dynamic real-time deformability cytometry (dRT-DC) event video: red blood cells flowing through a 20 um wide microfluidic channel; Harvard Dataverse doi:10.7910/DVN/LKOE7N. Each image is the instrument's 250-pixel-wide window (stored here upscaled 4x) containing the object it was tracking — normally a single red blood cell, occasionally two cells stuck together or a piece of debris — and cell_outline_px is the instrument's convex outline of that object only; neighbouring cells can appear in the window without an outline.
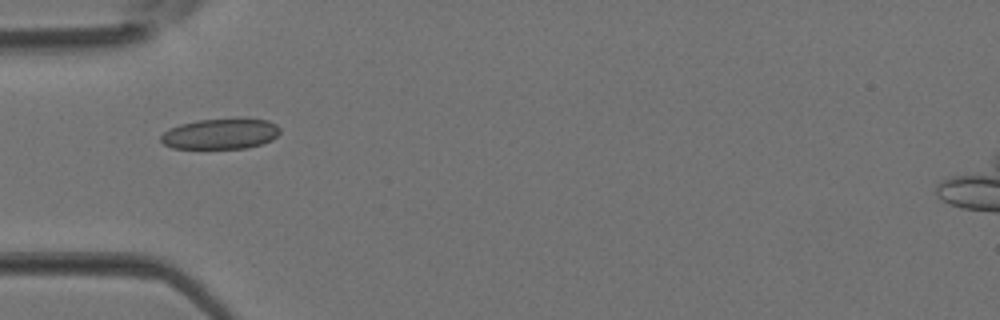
{"species": "Egyptian fruit bat (a non-hibernating species)", "species_latin": "Rousettus aegyptiacus", "temperature_condition": "room temperature", "stored_images_in_passage": 1, "camera_frame_rate_fps": 3000, "um_per_image_px": 0.085, "animal": {"sex": "female"}, "frame": {"image": 1, "passage_image": 1, "time_ms": 0.0, "image_size_px": [1000, 320], "cell_outline_px": [[280, 132], [272, 140], [248, 148], [172, 148], [164, 144], [160, 140], [160, 136], [168, 128], [180, 124], [196, 120], [236, 116], [240, 116], [268, 120], [276, 124], [280, 128]], "centroid_in_image_um": [18.77, 11.33], "position_along_channel_um": 66.2, "area_um2": 21.96}}